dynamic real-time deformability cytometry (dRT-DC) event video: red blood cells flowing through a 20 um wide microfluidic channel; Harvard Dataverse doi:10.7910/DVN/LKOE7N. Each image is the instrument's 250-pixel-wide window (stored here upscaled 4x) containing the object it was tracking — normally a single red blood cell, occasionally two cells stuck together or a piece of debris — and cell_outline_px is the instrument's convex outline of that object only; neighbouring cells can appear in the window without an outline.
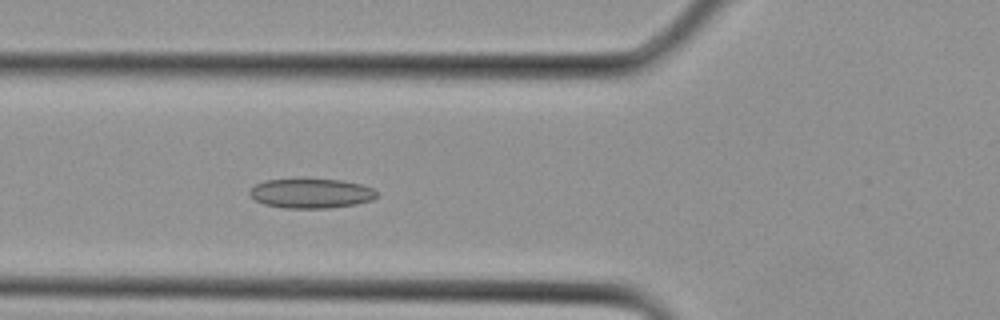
{"species": "Egyptian fruit bat (a non-hibernating species)", "species_latin": "Rousettus aegyptiacus", "temperature_condition": "cold", "stored_images_in_passage": 6, "camera_frame_rate_fps": 3000, "um_per_image_px": 0.085, "animal": {"sex": "female"}, "frame": {"image": 1, "passage_image": 6, "time_ms": 1.667, "image_size_px": [1000, 320], "cell_outline_px": [[380, 192], [372, 200], [356, 204], [328, 208], [284, 208], [264, 204], [256, 200], [248, 192], [256, 184], [264, 180], [304, 176], [340, 180], [360, 184], [372, 188]], "centroid_in_image_um": [26.43, 16.39], "position_along_channel_um": 99.4, "area_um2": 22.72}}